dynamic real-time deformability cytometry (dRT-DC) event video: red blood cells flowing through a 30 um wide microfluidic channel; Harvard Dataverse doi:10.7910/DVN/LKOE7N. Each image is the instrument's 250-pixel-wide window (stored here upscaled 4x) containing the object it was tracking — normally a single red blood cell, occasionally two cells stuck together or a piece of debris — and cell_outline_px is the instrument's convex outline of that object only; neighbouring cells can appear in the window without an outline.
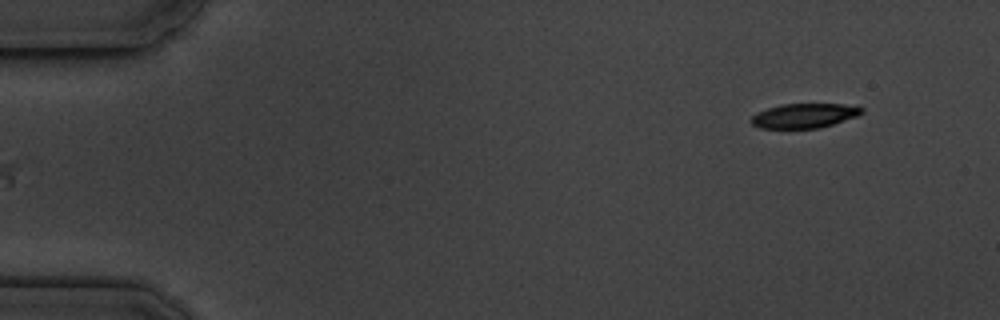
{"species": "common noctule bat (a hibernating species)", "species_latin": "Nyctalus noctula", "temperature_condition": "cold", "stored_images_in_passage": 2, "camera_frame_rate_fps": 3000, "um_per_image_px": 0.085, "animal": {"sex": "male", "body_mass_g": 19.5, "forearm_length_mm": 54.6}, "frame": {"image": 1, "passage_image": 2, "time_ms": 2.0, "image_size_px": [1000, 320], "cell_outline_px": [[864, 112], [856, 116], [820, 128], [760, 128], [752, 124], [752, 116], [756, 112], [780, 104], [844, 104], [864, 108]], "centroid_in_image_um": [68.35, 9.83], "position_along_channel_um": 16.6, "area_um2": 15.66}}